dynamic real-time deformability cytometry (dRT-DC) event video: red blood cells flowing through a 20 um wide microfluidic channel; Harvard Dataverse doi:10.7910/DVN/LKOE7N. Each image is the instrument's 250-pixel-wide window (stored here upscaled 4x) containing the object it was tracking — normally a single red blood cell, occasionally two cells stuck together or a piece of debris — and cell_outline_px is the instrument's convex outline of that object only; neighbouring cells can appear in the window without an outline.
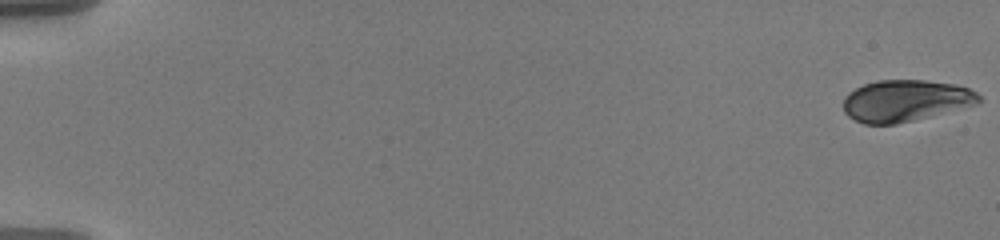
{"species": "human", "species_latin": "Homo sapiens", "temperature_condition": "warm", "stored_images_in_passage": 58, "camera_frame_rate_fps": 3000, "um_per_image_px": 0.085, "donor": {"sex": "male"}, "frame": {"image": 1, "passage_image": 1, "time_ms": 0.0, "image_size_px": [1000, 240], "cell_outline_px": [[980, 100], [976, 104], [896, 124], [864, 124], [848, 116], [844, 112], [844, 96], [848, 92], [864, 84], [876, 80], [924, 80], [956, 84], [968, 88], [976, 92], [980, 96]], "centroid_in_image_um": [76.93, 8.54], "position_along_channel_um": 8.1, "area_um2": 32.6}}
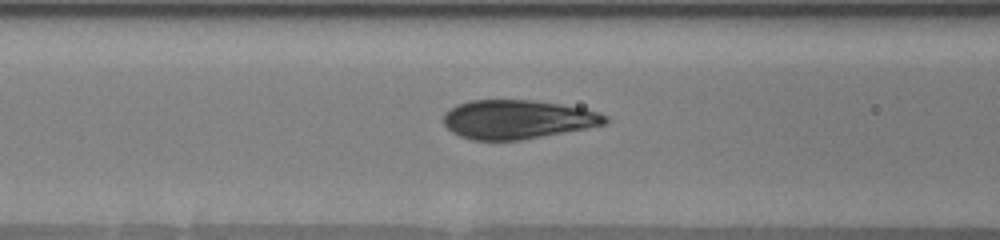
{"frame": {"image": 2, "passage_image": 26, "time_ms": 8.333, "image_size_px": [1000, 240], "cell_outline_px": [[608, 120], [604, 124], [588, 128], [520, 140], [472, 140], [460, 136], [452, 132], [444, 124], [444, 112], [456, 104], [468, 100], [532, 100], [560, 104], [584, 108], [600, 112], [608, 116]], "centroid_in_image_um": [43.98, 10.14], "position_along_channel_um": 122.6, "area_um2": 36.82}}
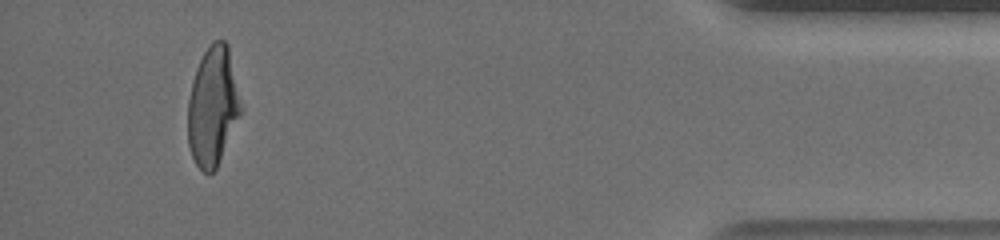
{"frame": {"image": 3, "passage_image": 55, "time_ms": 18.0, "image_size_px": [1000, 240], "cell_outline_px": [[244, 108], [216, 168], [212, 172], [204, 172], [196, 164], [192, 156], [188, 144], [188, 100], [196, 68], [204, 52], [212, 40], [224, 40], [228, 44], [244, 104]], "centroid_in_image_um": [18.13, 9.0], "position_along_channel_um": 417.1, "area_um2": 37.22}, "authors_computed_cell_mechanics": {"area_um2": 37.1943, "velocity_mm_per_s": 3.5896, "shape_relaxation_time_tau1_ms": 4.9746, "shape_relaxation_time_tau2_ms": null, "deformation_change_tau1": 0.2096, "deformation_change_tau2": null}}